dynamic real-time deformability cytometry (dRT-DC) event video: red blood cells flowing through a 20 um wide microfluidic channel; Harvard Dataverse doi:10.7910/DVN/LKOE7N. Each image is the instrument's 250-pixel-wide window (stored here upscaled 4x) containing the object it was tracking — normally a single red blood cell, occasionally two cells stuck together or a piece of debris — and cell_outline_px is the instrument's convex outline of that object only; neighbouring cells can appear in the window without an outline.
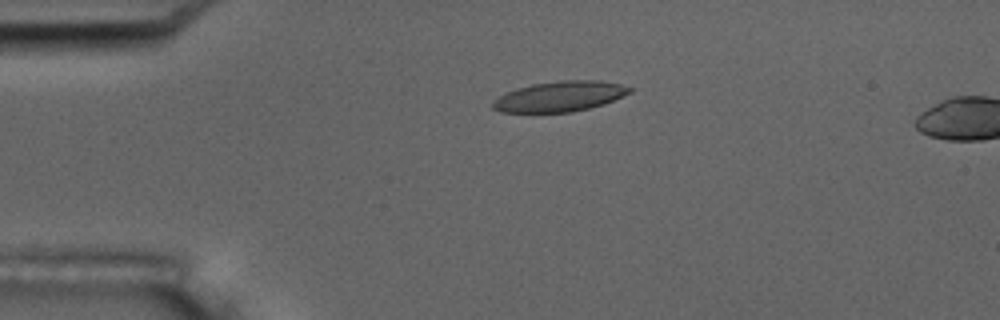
{"species": "common noctule bat (a hibernating species)", "species_latin": "Nyctalus noctula", "temperature_condition": "room temperature", "stored_images_in_passage": 6, "camera_frame_rate_fps": 3000, "um_per_image_px": 0.085, "animal": {"sex": "male", "body_mass_g": 17.5, "forearm_length_mm": 52.3}, "frame": {"image": 1, "passage_image": 3, "time_ms": 0.667, "image_size_px": [1000, 320], "cell_outline_px": [[632, 92], [604, 104], [572, 112], [500, 112], [492, 108], [492, 100], [508, 92], [532, 84], [560, 80], [600, 80], [620, 84], [632, 88]], "centroid_in_image_um": [47.6, 8.19], "position_along_channel_um": 37.4, "area_um2": 24.04}}